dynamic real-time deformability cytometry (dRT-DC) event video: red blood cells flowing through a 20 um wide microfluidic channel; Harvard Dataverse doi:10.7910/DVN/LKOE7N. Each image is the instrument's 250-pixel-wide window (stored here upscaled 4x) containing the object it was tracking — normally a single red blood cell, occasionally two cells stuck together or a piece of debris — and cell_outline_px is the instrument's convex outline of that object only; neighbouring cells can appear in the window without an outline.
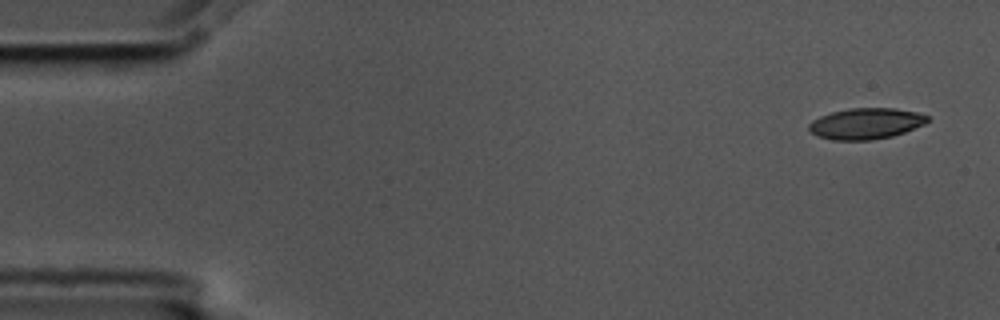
{"species": "common noctule bat (a hibernating species)", "species_latin": "Nyctalus noctula", "temperature_condition": "cold", "stored_images_in_passage": 5, "camera_frame_rate_fps": 3000, "um_per_image_px": 0.085, "animal": {"sex": "male", "body_mass_g": 17.5, "forearm_length_mm": 52.3}, "frame": {"image": 1, "passage_image": 1, "time_ms": 0.0, "image_size_px": [1000, 320], "cell_outline_px": [[928, 120], [924, 124], [904, 132], [892, 136], [868, 140], [832, 140], [820, 136], [812, 132], [808, 128], [808, 124], [812, 120], [820, 116], [832, 112], [848, 108], [896, 108], [916, 112], [928, 116]], "centroid_in_image_um": [73.59, 10.49], "position_along_channel_um": 11.4, "area_um2": 21.27}}
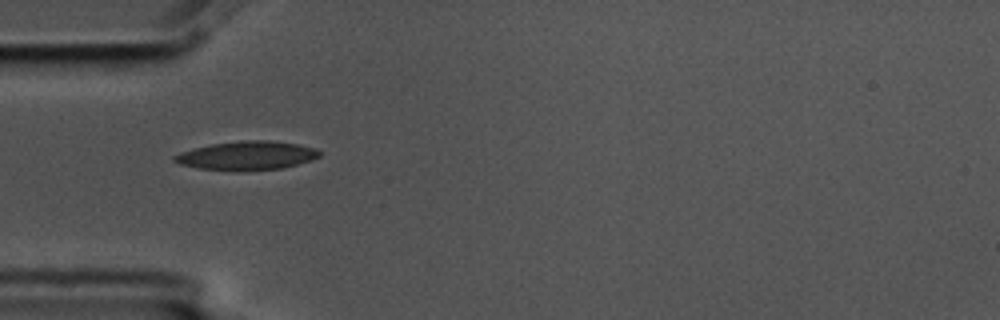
{"frame": {"image": 2, "passage_image": 5, "time_ms": 1.333, "image_size_px": [1000, 320], "cell_outline_px": [[320, 156], [312, 160], [284, 168], [200, 168], [180, 164], [172, 160], [172, 156], [180, 152], [212, 144], [240, 140], [268, 140], [296, 144], [316, 148], [320, 152]], "centroid_in_image_um": [21.02, 13.18], "position_along_channel_um": 64.0, "area_um2": 23.29}}